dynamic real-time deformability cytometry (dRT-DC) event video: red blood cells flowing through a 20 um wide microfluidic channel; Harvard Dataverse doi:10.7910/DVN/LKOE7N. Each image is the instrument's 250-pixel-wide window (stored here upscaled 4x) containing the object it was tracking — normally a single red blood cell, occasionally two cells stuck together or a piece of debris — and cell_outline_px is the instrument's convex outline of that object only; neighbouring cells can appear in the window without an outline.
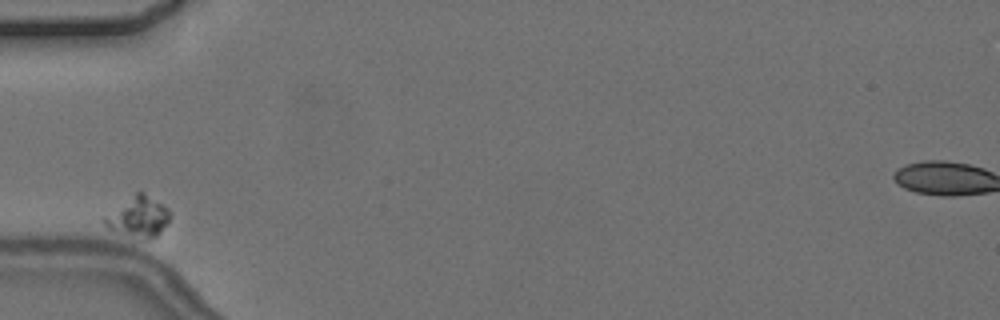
{"species": "common noctule bat (a hibernating species)", "species_latin": "Nyctalus noctula", "temperature_condition": "cold", "stored_images_in_passage": 4, "camera_frame_rate_fps": 3000, "um_per_image_px": 0.085, "animal": {"sex": "female", "body_mass_g": 24.6, "forearm_length_mm": 56.2}, "frame": {"image": 1, "passage_image": 1, "time_ms": 0.0, "image_size_px": [1000, 320], "cell_outline_px": [[172, 216], [168, 224], [156, 236], [144, 236], [108, 228], [104, 224], [104, 216], [136, 192], [144, 192], [164, 204], [168, 208]], "centroid_in_image_um": [11.83, 18.34], "position_along_channel_um": 73.2, "area_um2": 14.68}}
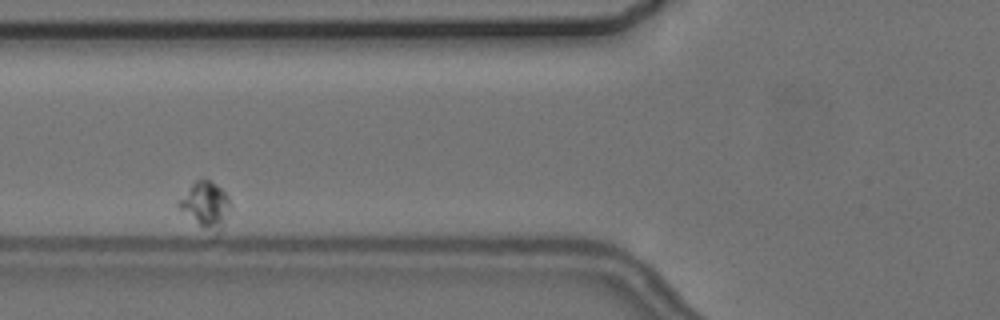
{"frame": {"image": 2, "passage_image": 2, "time_ms": 1.333, "image_size_px": [1000, 320], "cell_outline_px": [[232, 208], [224, 228], [212, 240], [176, 208], [176, 200], [196, 180], [208, 180], [216, 184], [228, 196], [232, 204]], "centroid_in_image_um": [17.48, 17.59], "position_along_channel_um": 108.3, "area_um2": 15.32}}
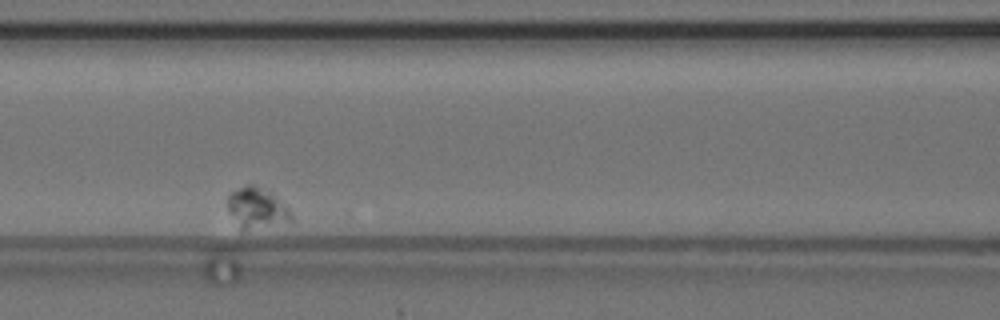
{"frame": {"image": 3, "passage_image": 3, "time_ms": 2.667, "image_size_px": [1000, 320], "cell_outline_px": [[292, 220], [244, 232], [240, 232], [228, 212], [224, 200], [228, 192], [244, 184], [252, 184], [272, 192], [288, 208], [292, 216]], "centroid_in_image_um": [21.71, 17.68], "position_along_channel_um": 144.9, "area_um2": 15.84}}